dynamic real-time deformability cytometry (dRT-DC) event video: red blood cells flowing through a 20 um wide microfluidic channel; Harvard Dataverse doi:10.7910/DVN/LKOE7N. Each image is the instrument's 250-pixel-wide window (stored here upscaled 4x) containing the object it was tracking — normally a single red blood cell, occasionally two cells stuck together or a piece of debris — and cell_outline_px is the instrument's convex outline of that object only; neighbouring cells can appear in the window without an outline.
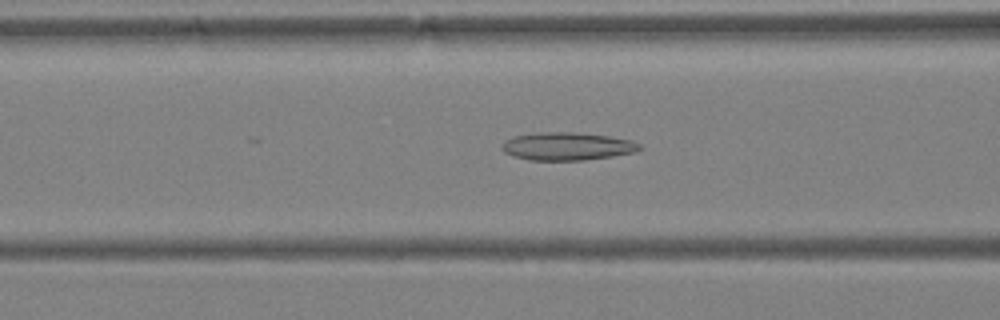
{"species": "Egyptian fruit bat (a non-hibernating species)", "species_latin": "Rousettus aegyptiacus", "temperature_condition": "warm", "stored_images_in_passage": 45, "camera_frame_rate_fps": 3000, "um_per_image_px": 0.085, "animal": {"sex": "female"}, "frame": {"image": 1, "passage_image": 17, "time_ms": 5.333, "image_size_px": [1000, 320], "cell_outline_px": [[644, 148], [636, 152], [612, 156], [584, 160], [528, 160], [512, 156], [504, 152], [500, 148], [504, 140], [512, 136], [540, 132], [576, 132], [608, 136], [632, 140], [640, 144]], "centroid_in_image_um": [48.19, 12.43], "position_along_channel_um": 118.4, "area_um2": 22.66}}
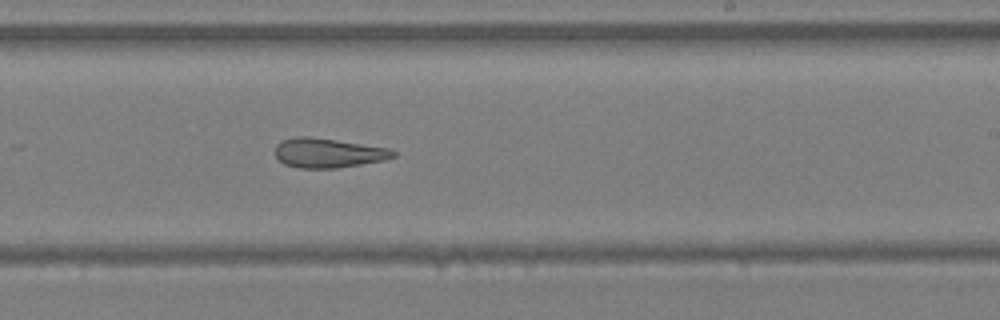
{"frame": {"image": 2, "passage_image": 27, "time_ms": 8.667, "image_size_px": [1000, 320], "cell_outline_px": [[396, 156], [384, 160], [336, 168], [300, 168], [284, 164], [276, 156], [276, 144], [280, 140], [296, 136], [308, 136], [336, 140], [388, 148], [396, 152]], "centroid_in_image_um": [27.86, 12.99], "position_along_channel_um": 261.1, "area_um2": 20.17}}
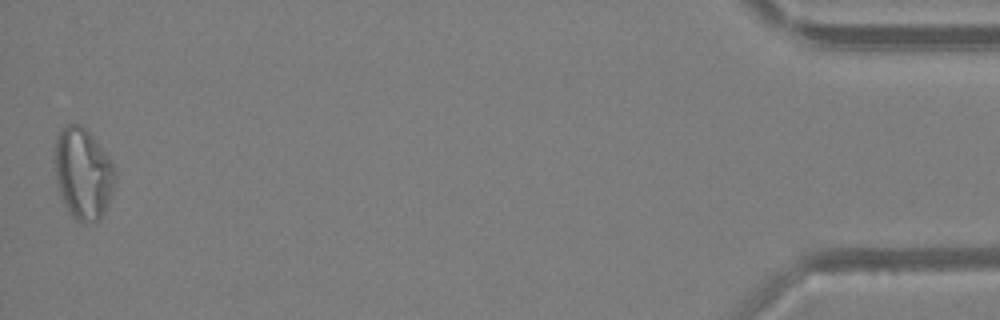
{"frame": {"image": 3, "passage_image": 45, "time_ms": 14.667, "image_size_px": [1000, 320], "cell_outline_px": [[116, 180], [112, 192], [104, 212], [100, 220], [84, 224], [76, 220], [72, 216], [64, 204], [56, 180], [52, 160], [52, 156], [56, 136], [60, 128], [64, 124], [80, 124], [88, 132], [116, 168]], "centroid_in_image_um": [7.01, 14.75], "position_along_channel_um": 428.2, "area_um2": 32.48}, "authors_computed_cell_mechanics": {"area_um2": 25.2008, "velocity_mm_per_s": 4.2903, "shape_relaxation_time_tau1_ms": null, "shape_relaxation_time_tau2_ms": 8.724, "deformation_change_tau1": null, "deformation_change_tau2": 0.2358}}